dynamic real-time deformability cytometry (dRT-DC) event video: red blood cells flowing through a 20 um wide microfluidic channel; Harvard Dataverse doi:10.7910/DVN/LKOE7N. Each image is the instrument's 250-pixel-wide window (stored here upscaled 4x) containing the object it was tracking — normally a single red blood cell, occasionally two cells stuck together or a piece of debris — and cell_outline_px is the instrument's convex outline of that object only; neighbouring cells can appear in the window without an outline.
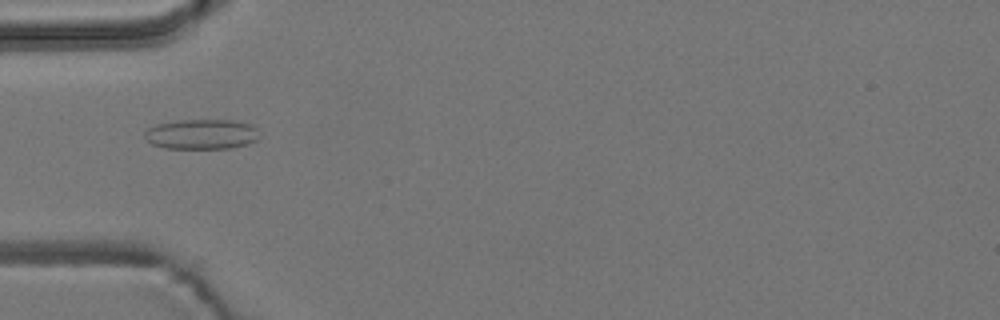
{"species": "common noctule bat (a hibernating species)", "species_latin": "Nyctalus noctula", "temperature_condition": "room temperature", "stored_images_in_passage": 4, "camera_frame_rate_fps": 3000, "um_per_image_px": 0.085, "animal": {"sex": "male", "body_mass_g": 19.2, "forearm_length_mm": 51.8}, "frame": {"image": 1, "passage_image": 2, "time_ms": 1.0, "image_size_px": [1000, 320], "cell_outline_px": [[260, 136], [256, 140], [248, 144], [232, 148], [164, 148], [152, 144], [144, 136], [144, 132], [148, 128], [156, 124], [176, 120], [232, 120], [252, 124], [256, 128]], "centroid_in_image_um": [17.15, 11.4], "position_along_channel_um": 67.9, "area_um2": 20.23}}
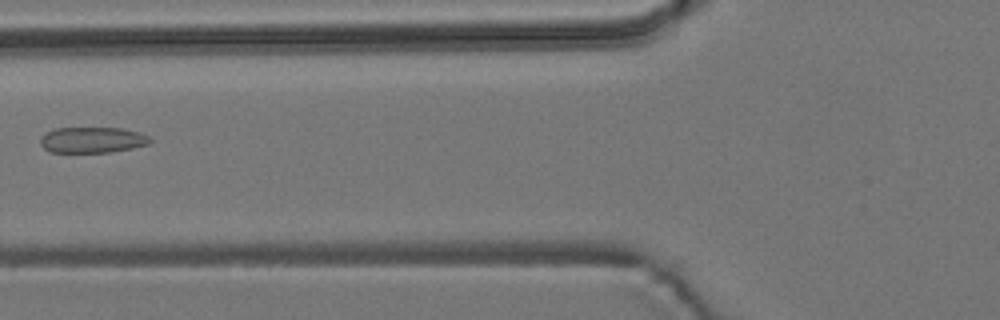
{"frame": {"image": 2, "passage_image": 3, "time_ms": 2.333, "image_size_px": [1000, 320], "cell_outline_px": [[152, 140], [148, 144], [132, 148], [112, 152], [48, 152], [40, 144], [40, 140], [48, 132], [56, 128], [120, 128], [140, 132], [148, 136]], "centroid_in_image_um": [7.87, 11.9], "position_along_channel_um": 117.9, "area_um2": 16.42}}
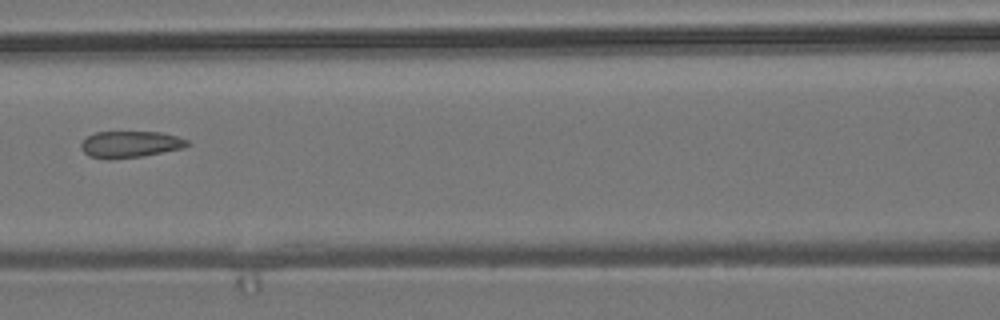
{"frame": {"image": 3, "passage_image": 4, "time_ms": 3.333, "image_size_px": [1000, 320], "cell_outline_px": [[192, 144], [184, 148], [144, 156], [108, 160], [88, 156], [80, 148], [80, 144], [88, 136], [96, 132], [160, 132], [176, 136], [188, 140]], "centroid_in_image_um": [11.08, 12.28], "position_along_channel_um": 155.5, "area_um2": 16.65}}